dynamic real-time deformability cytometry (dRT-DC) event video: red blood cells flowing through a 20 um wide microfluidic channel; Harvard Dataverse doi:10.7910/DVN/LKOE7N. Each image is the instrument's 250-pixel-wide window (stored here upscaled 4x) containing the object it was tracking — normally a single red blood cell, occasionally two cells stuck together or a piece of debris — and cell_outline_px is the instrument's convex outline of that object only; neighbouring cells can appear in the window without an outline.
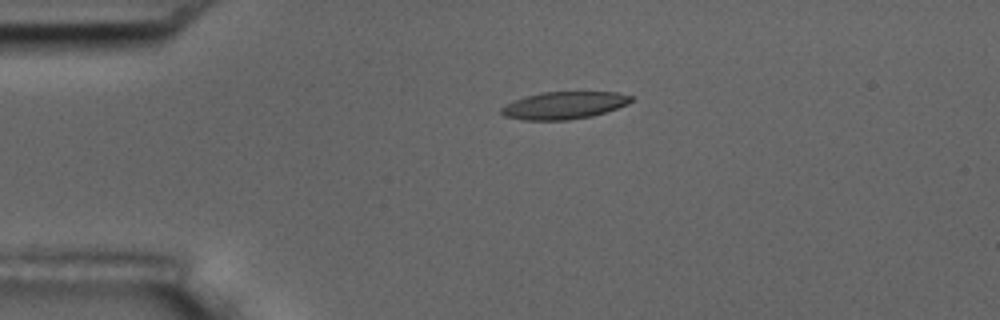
{"species": "common noctule bat (a hibernating species)", "species_latin": "Nyctalus noctula", "temperature_condition": "room temperature", "stored_images_in_passage": 2, "camera_frame_rate_fps": 3000, "um_per_image_px": 0.085, "animal": {"sex": "male", "body_mass_g": 17.5, "forearm_length_mm": 52.3}, "frame": {"image": 1, "passage_image": 1, "time_ms": 0.0, "image_size_px": [1000, 320], "cell_outline_px": [[632, 100], [628, 104], [592, 116], [568, 120], [524, 120], [504, 116], [500, 112], [500, 108], [512, 100], [540, 92], [616, 92], [632, 96]], "centroid_in_image_um": [47.9, 8.95], "position_along_channel_um": 37.1, "area_um2": 20.69}}